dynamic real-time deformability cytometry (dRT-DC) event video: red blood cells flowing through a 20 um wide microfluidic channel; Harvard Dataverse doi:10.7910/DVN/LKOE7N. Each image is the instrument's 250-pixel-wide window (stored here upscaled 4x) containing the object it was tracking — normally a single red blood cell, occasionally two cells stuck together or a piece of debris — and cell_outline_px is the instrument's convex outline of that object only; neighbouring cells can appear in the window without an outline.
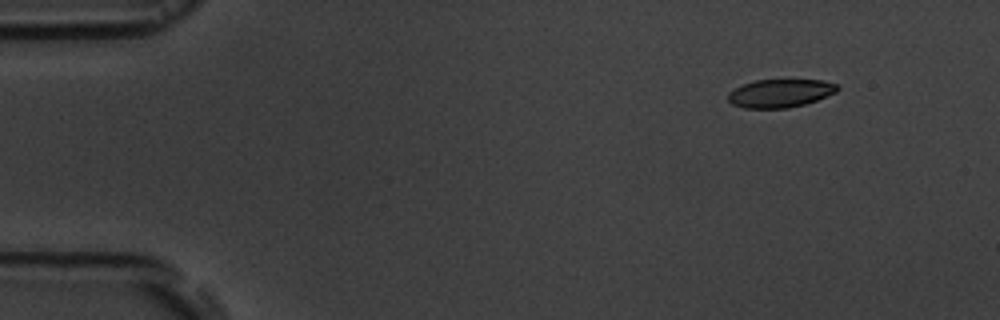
{"species": "common noctule bat (a hibernating species)", "species_latin": "Nyctalus noctula", "temperature_condition": "room temperature", "stored_images_in_passage": 4, "camera_frame_rate_fps": 3000, "um_per_image_px": 0.085, "animal": {"sex": "male", "body_mass_g": 19.5, "forearm_length_mm": 54.6}, "frame": {"image": 1, "passage_image": 1, "time_ms": 0.0, "image_size_px": [1000, 320], "cell_outline_px": [[840, 88], [836, 92], [816, 100], [804, 104], [788, 108], [744, 108], [732, 104], [728, 100], [728, 92], [744, 84], [756, 80], [824, 80], [836, 84]], "centroid_in_image_um": [66.32, 7.93], "position_along_channel_um": 18.7, "area_um2": 17.86}}
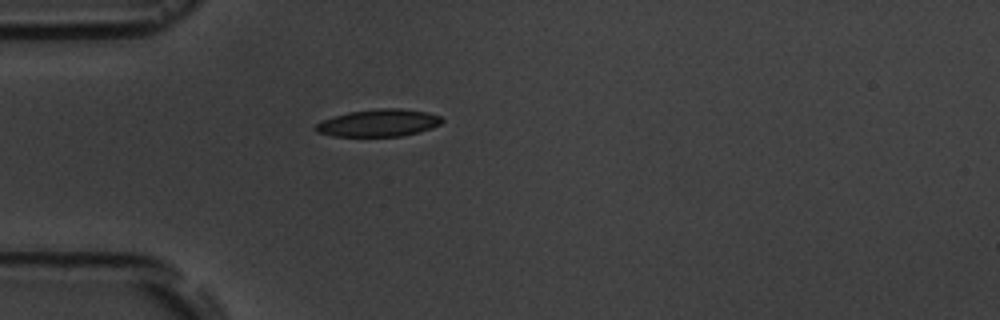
{"frame": {"image": 2, "passage_image": 4, "time_ms": 3.333, "image_size_px": [1000, 320], "cell_outline_px": [[444, 120], [440, 124], [432, 128], [420, 132], [400, 136], [332, 136], [316, 132], [312, 128], [316, 124], [324, 120], [348, 112], [380, 108], [400, 108], [428, 112], [440, 116]], "centroid_in_image_um": [32.19, 10.45], "position_along_channel_um": 52.8, "area_um2": 20.11}}